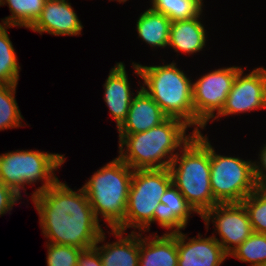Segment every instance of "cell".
I'll return each instance as SVG.
<instances>
[{
	"instance_id": "1",
	"label": "cell",
	"mask_w": 266,
	"mask_h": 266,
	"mask_svg": "<svg viewBox=\"0 0 266 266\" xmlns=\"http://www.w3.org/2000/svg\"><path fill=\"white\" fill-rule=\"evenodd\" d=\"M46 242L83 250L95 246L104 232L83 188L73 190L58 180L31 198Z\"/></svg>"
},
{
	"instance_id": "2",
	"label": "cell",
	"mask_w": 266,
	"mask_h": 266,
	"mask_svg": "<svg viewBox=\"0 0 266 266\" xmlns=\"http://www.w3.org/2000/svg\"><path fill=\"white\" fill-rule=\"evenodd\" d=\"M183 120L168 117L145 132L118 135V156L133 170L169 168L194 131Z\"/></svg>"
},
{
	"instance_id": "3",
	"label": "cell",
	"mask_w": 266,
	"mask_h": 266,
	"mask_svg": "<svg viewBox=\"0 0 266 266\" xmlns=\"http://www.w3.org/2000/svg\"><path fill=\"white\" fill-rule=\"evenodd\" d=\"M162 64V65H161ZM176 61L159 65H142L132 61L133 74L141 79V88L168 117L183 120L196 133V115L192 102L193 79ZM192 79V80H191Z\"/></svg>"
},
{
	"instance_id": "4",
	"label": "cell",
	"mask_w": 266,
	"mask_h": 266,
	"mask_svg": "<svg viewBox=\"0 0 266 266\" xmlns=\"http://www.w3.org/2000/svg\"><path fill=\"white\" fill-rule=\"evenodd\" d=\"M169 171L172 183L200 217L219 202L210 183V140L195 133L174 156Z\"/></svg>"
},
{
	"instance_id": "5",
	"label": "cell",
	"mask_w": 266,
	"mask_h": 266,
	"mask_svg": "<svg viewBox=\"0 0 266 266\" xmlns=\"http://www.w3.org/2000/svg\"><path fill=\"white\" fill-rule=\"evenodd\" d=\"M132 176L133 169L117 156L99 167L82 186L95 217L105 221L106 228L116 229L124 221Z\"/></svg>"
},
{
	"instance_id": "6",
	"label": "cell",
	"mask_w": 266,
	"mask_h": 266,
	"mask_svg": "<svg viewBox=\"0 0 266 266\" xmlns=\"http://www.w3.org/2000/svg\"><path fill=\"white\" fill-rule=\"evenodd\" d=\"M65 154L41 150H14L0 154V182L22 197L26 185L41 182L31 193V198L55 184L59 178L55 171L66 162Z\"/></svg>"
},
{
	"instance_id": "7",
	"label": "cell",
	"mask_w": 266,
	"mask_h": 266,
	"mask_svg": "<svg viewBox=\"0 0 266 266\" xmlns=\"http://www.w3.org/2000/svg\"><path fill=\"white\" fill-rule=\"evenodd\" d=\"M171 183L168 168L133 170L125 218L116 229L127 232L134 228L131 232H150L152 223L159 225L160 198Z\"/></svg>"
},
{
	"instance_id": "8",
	"label": "cell",
	"mask_w": 266,
	"mask_h": 266,
	"mask_svg": "<svg viewBox=\"0 0 266 266\" xmlns=\"http://www.w3.org/2000/svg\"><path fill=\"white\" fill-rule=\"evenodd\" d=\"M210 183L219 203H241L258 187L254 161L216 153L210 141Z\"/></svg>"
},
{
	"instance_id": "9",
	"label": "cell",
	"mask_w": 266,
	"mask_h": 266,
	"mask_svg": "<svg viewBox=\"0 0 266 266\" xmlns=\"http://www.w3.org/2000/svg\"><path fill=\"white\" fill-rule=\"evenodd\" d=\"M243 66L210 70L193 80L192 102L196 115V133L205 130L223 109L237 73ZM202 130V131H201Z\"/></svg>"
},
{
	"instance_id": "10",
	"label": "cell",
	"mask_w": 266,
	"mask_h": 266,
	"mask_svg": "<svg viewBox=\"0 0 266 266\" xmlns=\"http://www.w3.org/2000/svg\"><path fill=\"white\" fill-rule=\"evenodd\" d=\"M200 218L204 220L206 231L210 223L213 224L212 236L228 255L254 232L242 203H218ZM215 235H219V238Z\"/></svg>"
},
{
	"instance_id": "11",
	"label": "cell",
	"mask_w": 266,
	"mask_h": 266,
	"mask_svg": "<svg viewBox=\"0 0 266 266\" xmlns=\"http://www.w3.org/2000/svg\"><path fill=\"white\" fill-rule=\"evenodd\" d=\"M258 109H266V68L259 66L247 74L242 68L234 79L222 111L210 123Z\"/></svg>"
},
{
	"instance_id": "12",
	"label": "cell",
	"mask_w": 266,
	"mask_h": 266,
	"mask_svg": "<svg viewBox=\"0 0 266 266\" xmlns=\"http://www.w3.org/2000/svg\"><path fill=\"white\" fill-rule=\"evenodd\" d=\"M189 234L177 231L178 266H221L229 255L211 235Z\"/></svg>"
},
{
	"instance_id": "13",
	"label": "cell",
	"mask_w": 266,
	"mask_h": 266,
	"mask_svg": "<svg viewBox=\"0 0 266 266\" xmlns=\"http://www.w3.org/2000/svg\"><path fill=\"white\" fill-rule=\"evenodd\" d=\"M83 25L69 0H46L41 14L28 28L40 35H82Z\"/></svg>"
},
{
	"instance_id": "14",
	"label": "cell",
	"mask_w": 266,
	"mask_h": 266,
	"mask_svg": "<svg viewBox=\"0 0 266 266\" xmlns=\"http://www.w3.org/2000/svg\"><path fill=\"white\" fill-rule=\"evenodd\" d=\"M125 66L124 62H116L109 70L103 84L104 102L109 108L110 116L116 122L117 129L126 120L132 99L136 94L131 88Z\"/></svg>"
},
{
	"instance_id": "15",
	"label": "cell",
	"mask_w": 266,
	"mask_h": 266,
	"mask_svg": "<svg viewBox=\"0 0 266 266\" xmlns=\"http://www.w3.org/2000/svg\"><path fill=\"white\" fill-rule=\"evenodd\" d=\"M105 231L101 234L94 248L98 251L103 266H138L139 262V232H126L110 229L108 234L116 238L105 241ZM106 242V243H105ZM102 244V245H99Z\"/></svg>"
},
{
	"instance_id": "16",
	"label": "cell",
	"mask_w": 266,
	"mask_h": 266,
	"mask_svg": "<svg viewBox=\"0 0 266 266\" xmlns=\"http://www.w3.org/2000/svg\"><path fill=\"white\" fill-rule=\"evenodd\" d=\"M138 83L140 87L135 91L126 120L117 129L118 135L145 132L168 118L151 96L141 88V82Z\"/></svg>"
},
{
	"instance_id": "17",
	"label": "cell",
	"mask_w": 266,
	"mask_h": 266,
	"mask_svg": "<svg viewBox=\"0 0 266 266\" xmlns=\"http://www.w3.org/2000/svg\"><path fill=\"white\" fill-rule=\"evenodd\" d=\"M154 233L139 232L138 266H178L177 231Z\"/></svg>"
},
{
	"instance_id": "18",
	"label": "cell",
	"mask_w": 266,
	"mask_h": 266,
	"mask_svg": "<svg viewBox=\"0 0 266 266\" xmlns=\"http://www.w3.org/2000/svg\"><path fill=\"white\" fill-rule=\"evenodd\" d=\"M203 12L191 19L179 20L171 23L168 49H172L177 55H195L205 50L208 38L207 29L203 24ZM202 20V21H201Z\"/></svg>"
},
{
	"instance_id": "19",
	"label": "cell",
	"mask_w": 266,
	"mask_h": 266,
	"mask_svg": "<svg viewBox=\"0 0 266 266\" xmlns=\"http://www.w3.org/2000/svg\"><path fill=\"white\" fill-rule=\"evenodd\" d=\"M160 204L159 226L166 232L185 230L190 222V217L197 214L173 183L161 196ZM192 213L193 215H191Z\"/></svg>"
},
{
	"instance_id": "20",
	"label": "cell",
	"mask_w": 266,
	"mask_h": 266,
	"mask_svg": "<svg viewBox=\"0 0 266 266\" xmlns=\"http://www.w3.org/2000/svg\"><path fill=\"white\" fill-rule=\"evenodd\" d=\"M171 23L167 16L147 7L136 20L137 38L153 50H165L168 47Z\"/></svg>"
},
{
	"instance_id": "21",
	"label": "cell",
	"mask_w": 266,
	"mask_h": 266,
	"mask_svg": "<svg viewBox=\"0 0 266 266\" xmlns=\"http://www.w3.org/2000/svg\"><path fill=\"white\" fill-rule=\"evenodd\" d=\"M46 0H3L11 12L9 16L1 19L0 24L29 28L39 17Z\"/></svg>"
},
{
	"instance_id": "22",
	"label": "cell",
	"mask_w": 266,
	"mask_h": 266,
	"mask_svg": "<svg viewBox=\"0 0 266 266\" xmlns=\"http://www.w3.org/2000/svg\"><path fill=\"white\" fill-rule=\"evenodd\" d=\"M16 26L0 24V83L18 84L21 66L10 40L8 29Z\"/></svg>"
},
{
	"instance_id": "23",
	"label": "cell",
	"mask_w": 266,
	"mask_h": 266,
	"mask_svg": "<svg viewBox=\"0 0 266 266\" xmlns=\"http://www.w3.org/2000/svg\"><path fill=\"white\" fill-rule=\"evenodd\" d=\"M204 2V0H150L149 8L175 22L199 16L204 10Z\"/></svg>"
},
{
	"instance_id": "24",
	"label": "cell",
	"mask_w": 266,
	"mask_h": 266,
	"mask_svg": "<svg viewBox=\"0 0 266 266\" xmlns=\"http://www.w3.org/2000/svg\"><path fill=\"white\" fill-rule=\"evenodd\" d=\"M17 85L0 83V131L28 125L23 123L24 117L15 98Z\"/></svg>"
},
{
	"instance_id": "25",
	"label": "cell",
	"mask_w": 266,
	"mask_h": 266,
	"mask_svg": "<svg viewBox=\"0 0 266 266\" xmlns=\"http://www.w3.org/2000/svg\"><path fill=\"white\" fill-rule=\"evenodd\" d=\"M229 257L246 262L250 266H262L266 262V234L253 232Z\"/></svg>"
},
{
	"instance_id": "26",
	"label": "cell",
	"mask_w": 266,
	"mask_h": 266,
	"mask_svg": "<svg viewBox=\"0 0 266 266\" xmlns=\"http://www.w3.org/2000/svg\"><path fill=\"white\" fill-rule=\"evenodd\" d=\"M255 233L266 234V188L257 187L241 202Z\"/></svg>"
},
{
	"instance_id": "27",
	"label": "cell",
	"mask_w": 266,
	"mask_h": 266,
	"mask_svg": "<svg viewBox=\"0 0 266 266\" xmlns=\"http://www.w3.org/2000/svg\"><path fill=\"white\" fill-rule=\"evenodd\" d=\"M47 266H77L78 256L83 250L70 245L47 243Z\"/></svg>"
},
{
	"instance_id": "28",
	"label": "cell",
	"mask_w": 266,
	"mask_h": 266,
	"mask_svg": "<svg viewBox=\"0 0 266 266\" xmlns=\"http://www.w3.org/2000/svg\"><path fill=\"white\" fill-rule=\"evenodd\" d=\"M23 197L19 196L13 189L0 182V216L10 213L14 205L20 204Z\"/></svg>"
},
{
	"instance_id": "29",
	"label": "cell",
	"mask_w": 266,
	"mask_h": 266,
	"mask_svg": "<svg viewBox=\"0 0 266 266\" xmlns=\"http://www.w3.org/2000/svg\"><path fill=\"white\" fill-rule=\"evenodd\" d=\"M257 155V160H254L255 181L258 187L266 188V142Z\"/></svg>"
},
{
	"instance_id": "30",
	"label": "cell",
	"mask_w": 266,
	"mask_h": 266,
	"mask_svg": "<svg viewBox=\"0 0 266 266\" xmlns=\"http://www.w3.org/2000/svg\"><path fill=\"white\" fill-rule=\"evenodd\" d=\"M77 266H103L98 251L92 247L82 250L78 256Z\"/></svg>"
},
{
	"instance_id": "31",
	"label": "cell",
	"mask_w": 266,
	"mask_h": 266,
	"mask_svg": "<svg viewBox=\"0 0 266 266\" xmlns=\"http://www.w3.org/2000/svg\"><path fill=\"white\" fill-rule=\"evenodd\" d=\"M110 1H117L119 4L123 2V4H124V3L127 2L128 0H110Z\"/></svg>"
}]
</instances>
